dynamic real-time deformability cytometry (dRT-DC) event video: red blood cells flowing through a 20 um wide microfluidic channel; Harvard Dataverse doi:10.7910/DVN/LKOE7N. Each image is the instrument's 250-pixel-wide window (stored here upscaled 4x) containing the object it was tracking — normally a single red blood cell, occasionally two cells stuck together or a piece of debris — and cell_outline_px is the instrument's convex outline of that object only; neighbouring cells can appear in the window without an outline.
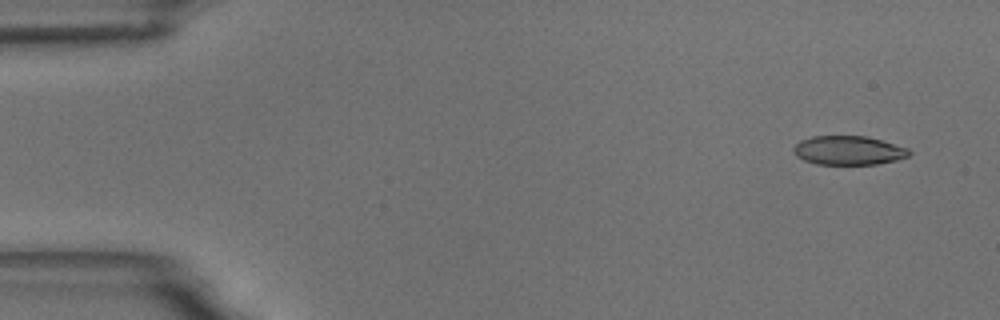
{"species": "common noctule bat (a hibernating species)", "species_latin": "Nyctalus noctula", "temperature_condition": "room temperature", "stored_images_in_passage": 5, "camera_frame_rate_fps": 3000, "um_per_image_px": 0.085, "animal": {"sex": "male", "body_mass_g": 18.8}, "frame": {"image": 1, "passage_image": 2, "time_ms": 1.0, "image_size_px": [1000, 320], "cell_outline_px": [[912, 152], [908, 156], [896, 160], [876, 164], [816, 164], [804, 160], [796, 156], [792, 148], [800, 140], [812, 136], [864, 136], [880, 140], [908, 148]], "centroid_in_image_um": [72.1, 12.78], "position_along_channel_um": 12.9, "area_um2": 19.42}}
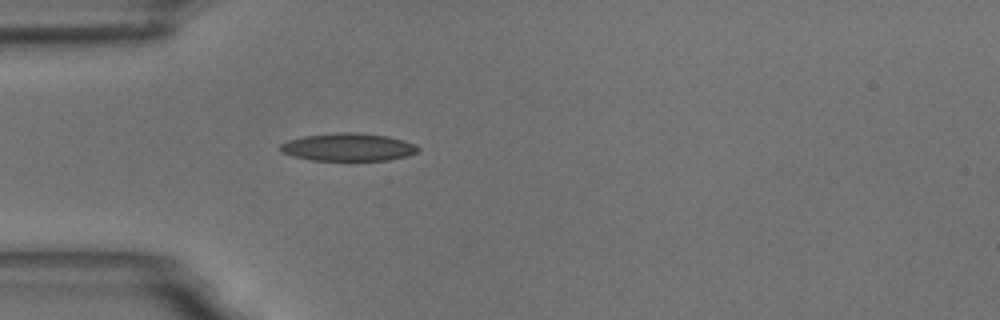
{"frame": {"image": 2, "passage_image": 5, "time_ms": 5.333, "image_size_px": [1000, 320], "cell_outline_px": [[420, 148], [416, 152], [408, 156], [388, 160], [352, 164], [312, 160], [292, 156], [280, 152], [280, 144], [288, 140], [304, 136], [336, 132], [356, 132], [388, 136], [404, 140], [416, 144]], "centroid_in_image_um": [29.61, 12.55], "position_along_channel_um": 55.4, "area_um2": 23.52}}